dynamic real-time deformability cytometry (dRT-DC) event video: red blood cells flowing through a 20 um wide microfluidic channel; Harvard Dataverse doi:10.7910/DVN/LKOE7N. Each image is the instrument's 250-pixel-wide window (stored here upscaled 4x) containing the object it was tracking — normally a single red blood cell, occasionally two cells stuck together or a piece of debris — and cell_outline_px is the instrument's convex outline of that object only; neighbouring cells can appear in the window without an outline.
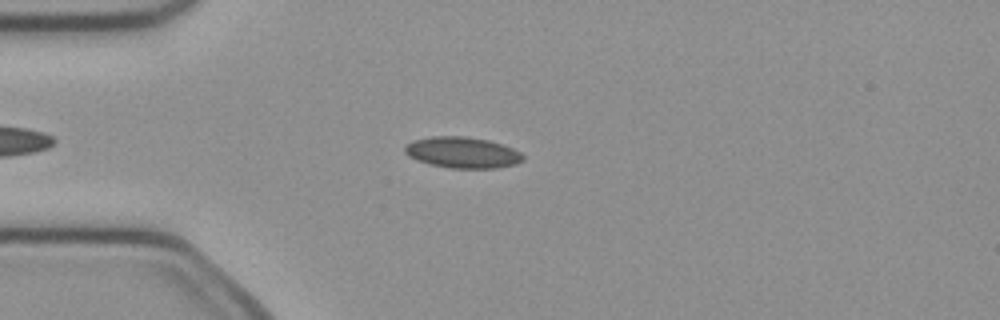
{"species": "common noctule bat (a hibernating species)", "species_latin": "Nyctalus noctula", "temperature_condition": "cold", "stored_images_in_passage": 43, "camera_frame_rate_fps": 3000, "um_per_image_px": 0.085, "animal": {"sex": "female", "body_mass_g": 21.9}, "frame": {"image": 1, "passage_image": 9, "time_ms": 2.667, "image_size_px": [1000, 320], "cell_outline_px": [[524, 160], [516, 164], [496, 168], [448, 168], [428, 164], [416, 160], [408, 156], [404, 152], [404, 148], [412, 140], [432, 136], [464, 136], [488, 140], [512, 148], [520, 152], [524, 156]], "centroid_in_image_um": [39.28, 12.97], "position_along_channel_um": 45.7, "area_um2": 21.5}}
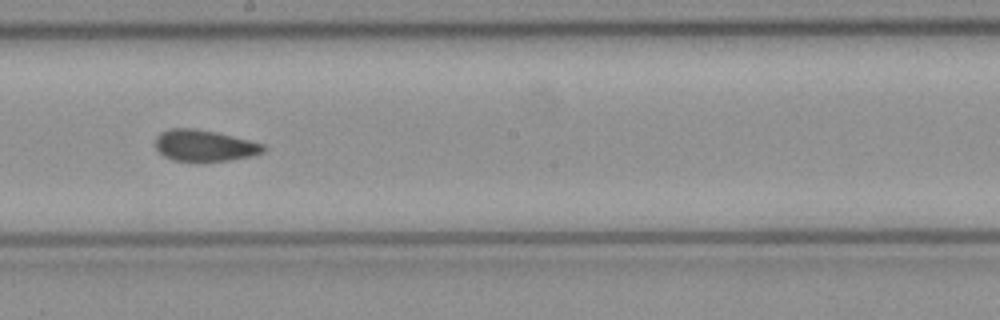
{"frame": {"image": 2, "passage_image": 24, "time_ms": 7.667, "image_size_px": [1000, 320], "cell_outline_px": [[268, 148], [264, 152], [252, 156], [204, 164], [196, 164], [172, 160], [164, 156], [156, 148], [156, 136], [160, 132], [172, 128], [192, 128], [216, 132], [264, 144]], "centroid_in_image_um": [17.37, 12.42], "position_along_channel_um": 230.8, "area_um2": 20.4}}
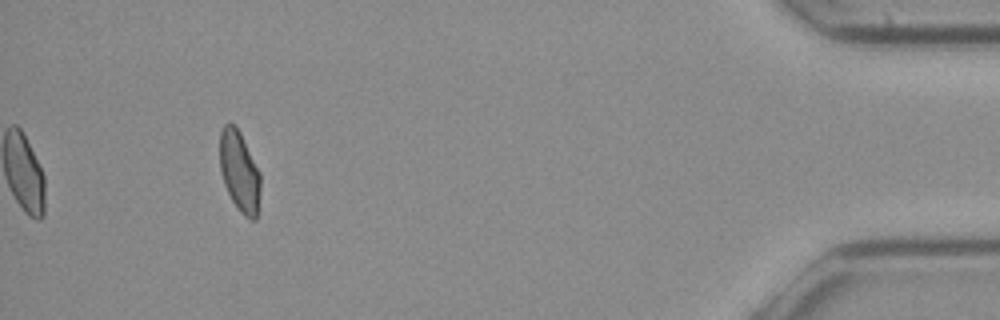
{"frame": {"image": 3, "passage_image": 43, "time_ms": 14.0, "image_size_px": [1000, 320], "cell_outline_px": [[260, 188], [256, 220], [252, 220], [244, 216], [240, 212], [232, 200], [224, 184], [220, 168], [220, 132], [224, 124], [232, 124], [240, 132], [260, 172]], "centroid_in_image_um": [20.35, 14.59], "position_along_channel_um": 414.8, "area_um2": 18.9}, "authors_computed_cell_mechanics": {"area_um2": 20.4034, "velocity_mm_per_s": 4.0212, "shape_relaxation_time_tau1_ms": null, "shape_relaxation_time_tau2_ms": 2.2368, "deformation_change_tau1": null, "deformation_change_tau2": 0.0638}}